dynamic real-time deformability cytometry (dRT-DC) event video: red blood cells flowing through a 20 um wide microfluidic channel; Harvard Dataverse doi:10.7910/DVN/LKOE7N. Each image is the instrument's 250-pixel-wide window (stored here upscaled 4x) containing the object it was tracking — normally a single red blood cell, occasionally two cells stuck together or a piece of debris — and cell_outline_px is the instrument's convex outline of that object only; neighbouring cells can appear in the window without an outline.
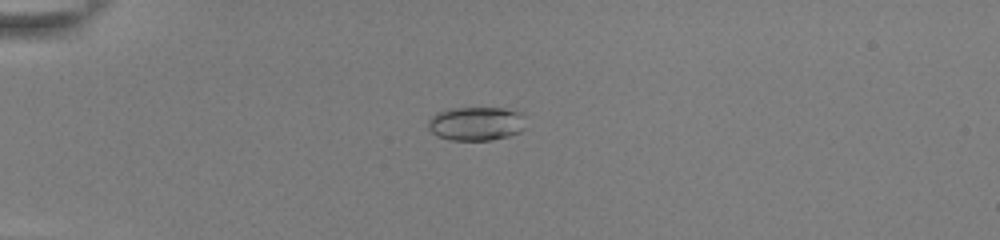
{"species": "common noctule bat (a hibernating species)", "species_latin": "Nyctalus noctula", "temperature_condition": "room temperature", "stored_images_in_passage": 42, "camera_frame_rate_fps": 3000, "um_per_image_px": 0.085, "animal": {"sex": "female", "body_mass_g": 22.0, "forearm_length_mm": 56.7}, "frame": {"image": 1, "passage_image": 4, "time_ms": 1.0, "image_size_px": [1000, 240], "cell_outline_px": [[524, 128], [520, 132], [508, 136], [492, 140], [452, 140], [436, 136], [428, 128], [428, 120], [436, 112], [448, 108], [504, 108], [520, 112], [524, 116]], "centroid_in_image_um": [40.46, 10.5], "position_along_channel_um": 44.5, "area_um2": 19.42}}
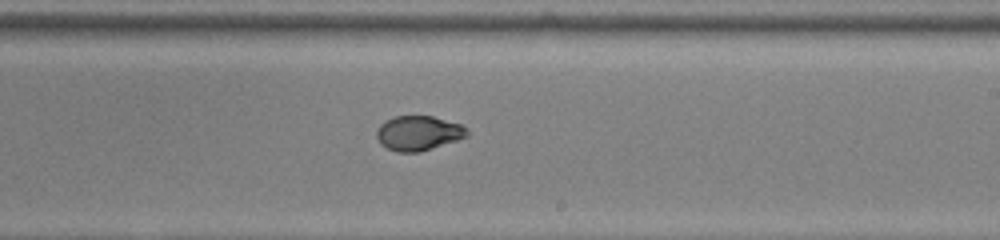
{"frame": {"image": 2, "passage_image": 23, "time_ms": 7.333, "image_size_px": [1000, 240], "cell_outline_px": [[468, 136], [420, 152], [396, 152], [380, 144], [376, 136], [376, 132], [380, 124], [396, 116], [432, 116], [460, 124], [468, 128]], "centroid_in_image_um": [35.56, 11.32], "position_along_channel_um": 253.4, "area_um2": 18.15}}
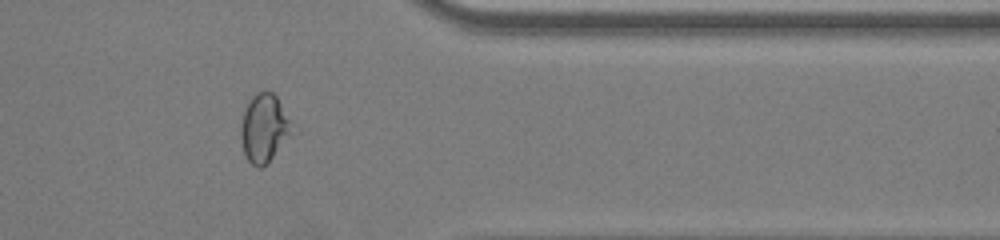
{"frame": {"image": 3, "passage_image": 34, "time_ms": 11.0, "image_size_px": [1000, 240], "cell_outline_px": [[288, 132], [272, 156], [260, 168], [256, 168], [248, 160], [244, 152], [240, 136], [240, 132], [244, 112], [252, 96], [256, 92], [264, 88], [272, 92], [276, 96], [288, 120]], "centroid_in_image_um": [22.34, 10.83], "position_along_channel_um": 389.1, "area_um2": 18.96}, "authors_computed_cell_mechanics": {"area_um2": 18.8139, "velocity_mm_per_s": 3.892, "shape_relaxation_time_tau1_ms": 7.2091, "shape_relaxation_time_tau2_ms": null, "deformation_change_tau1": 0.2528, "deformation_change_tau2": null}}